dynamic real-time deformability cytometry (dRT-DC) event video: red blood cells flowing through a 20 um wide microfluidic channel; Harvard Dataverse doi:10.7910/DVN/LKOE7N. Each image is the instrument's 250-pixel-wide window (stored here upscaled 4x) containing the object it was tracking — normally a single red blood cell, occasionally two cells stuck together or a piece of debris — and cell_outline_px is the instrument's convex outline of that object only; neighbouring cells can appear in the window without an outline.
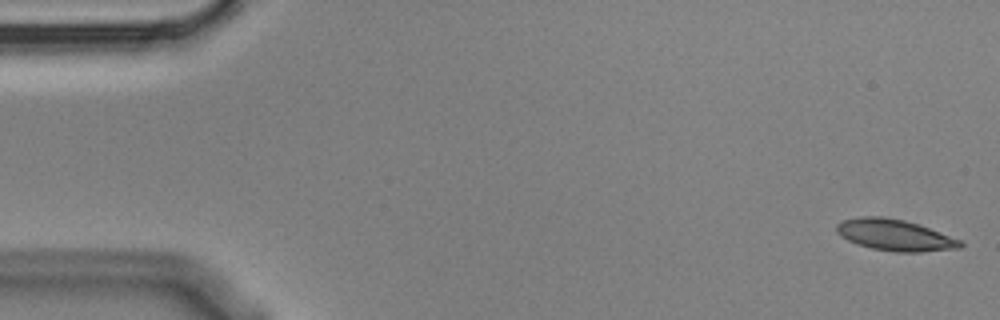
{"species": "Egyptian fruit bat (a non-hibernating species)", "species_latin": "Rousettus aegyptiacus", "temperature_condition": "cold", "stored_images_in_passage": 6, "camera_frame_rate_fps": 3000, "um_per_image_px": 0.085, "animal": {"sex": "male"}, "frame": {"image": 1, "passage_image": 1, "time_ms": 0.0, "image_size_px": [1000, 320], "cell_outline_px": [[964, 244], [960, 248], [920, 252], [896, 252], [872, 248], [856, 244], [840, 236], [836, 232], [836, 224], [844, 220], [860, 216], [880, 216], [904, 220], [928, 228], [960, 240]], "centroid_in_image_um": [76.02, 19.98], "position_along_channel_um": 9.0, "area_um2": 22.37}}
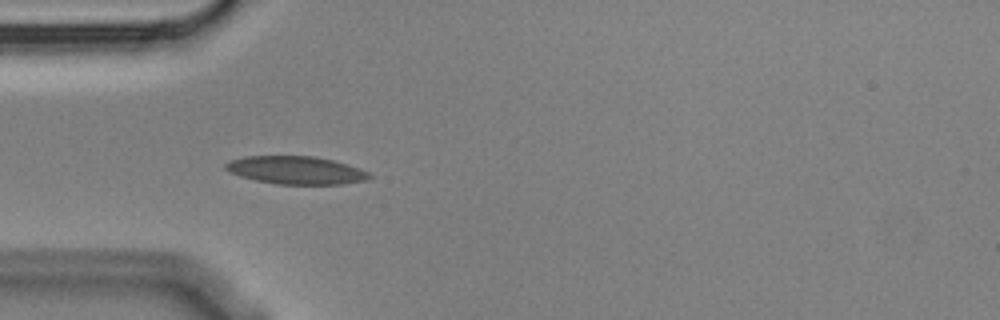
{"frame": {"image": 2, "passage_image": 5, "time_ms": 1.333, "image_size_px": [1000, 320], "cell_outline_px": [[372, 176], [368, 180], [344, 184], [276, 184], [256, 180], [240, 176], [228, 172], [224, 168], [224, 164], [232, 160], [244, 156], [312, 156], [332, 160], [368, 172]], "centroid_in_image_um": [25.12, 14.47], "position_along_channel_um": 59.9, "area_um2": 23.24}}
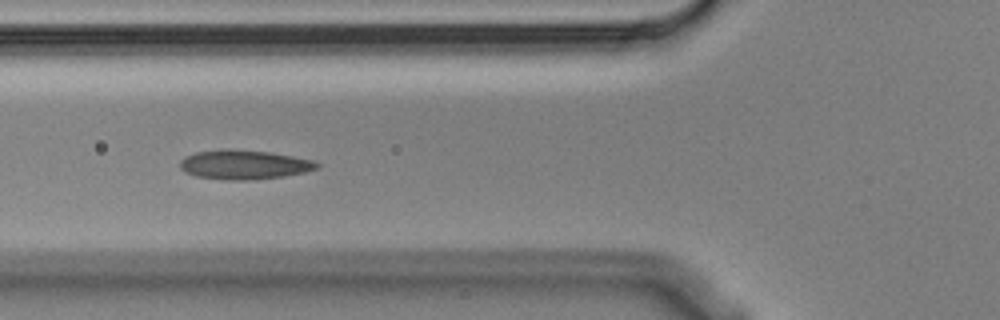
{"frame": {"image": 3, "passage_image": 6, "time_ms": 1.667, "image_size_px": [1000, 320], "cell_outline_px": [[320, 168], [304, 172], [284, 176], [252, 180], [228, 180], [196, 176], [184, 172], [180, 168], [180, 160], [184, 156], [196, 152], [228, 148], [268, 152], [292, 156], [312, 160], [320, 164]], "centroid_in_image_um": [20.73, 13.99], "position_along_channel_um": 105.1, "area_um2": 23.47}}